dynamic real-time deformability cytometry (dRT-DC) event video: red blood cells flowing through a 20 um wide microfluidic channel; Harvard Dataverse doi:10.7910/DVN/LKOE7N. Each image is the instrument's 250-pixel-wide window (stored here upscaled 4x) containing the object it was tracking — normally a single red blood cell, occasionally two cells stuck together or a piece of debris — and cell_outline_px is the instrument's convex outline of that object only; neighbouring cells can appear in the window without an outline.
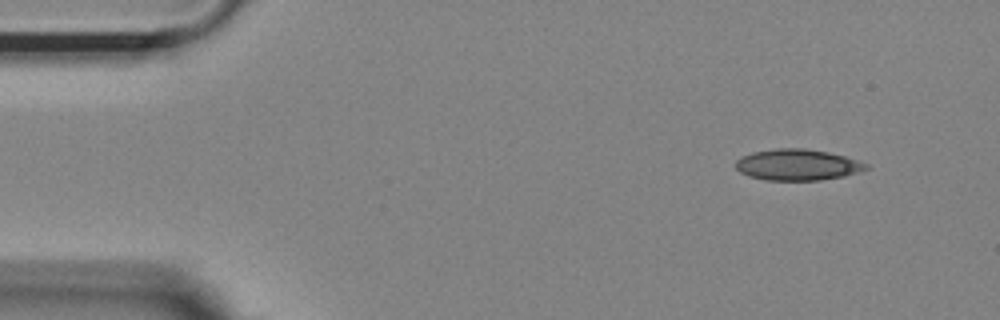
{"species": "Egyptian fruit bat (a non-hibernating species)", "species_latin": "Rousettus aegyptiacus", "temperature_condition": "room temperature", "stored_images_in_passage": 49, "camera_frame_rate_fps": 3000, "um_per_image_px": 0.085, "animal": {"sex": "female"}, "frame": {"image": 1, "passage_image": 1, "time_ms": 0.0, "image_size_px": [1000, 320], "cell_outline_px": [[872, 168], [844, 176], [820, 180], [764, 180], [748, 176], [740, 172], [736, 168], [736, 160], [740, 156], [752, 152], [776, 148], [804, 148], [828, 152], [844, 156], [868, 164]], "centroid_in_image_um": [67.77, 14.0], "position_along_channel_um": 17.2, "area_um2": 23.81}}
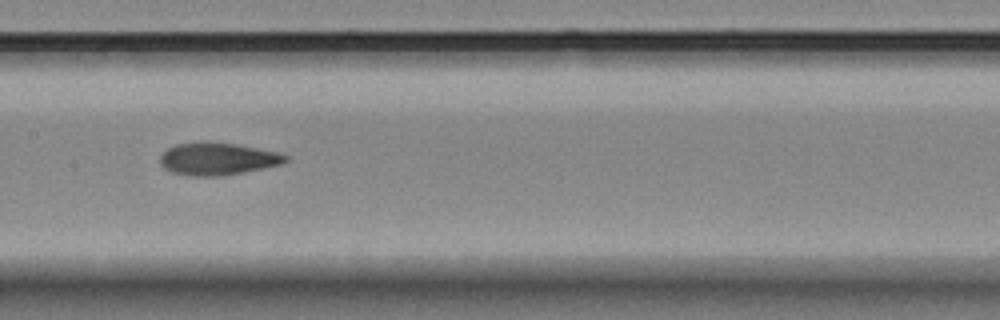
{"frame": {"image": 2, "passage_image": 22, "time_ms": 7.0, "image_size_px": [1000, 320], "cell_outline_px": [[288, 160], [280, 164], [244, 172], [220, 176], [192, 176], [172, 172], [164, 168], [160, 164], [160, 156], [168, 148], [176, 144], [200, 140], [208, 140], [236, 144], [276, 152], [288, 156]], "centroid_in_image_um": [18.44, 13.48], "position_along_channel_um": 189.0, "area_um2": 23.81}}
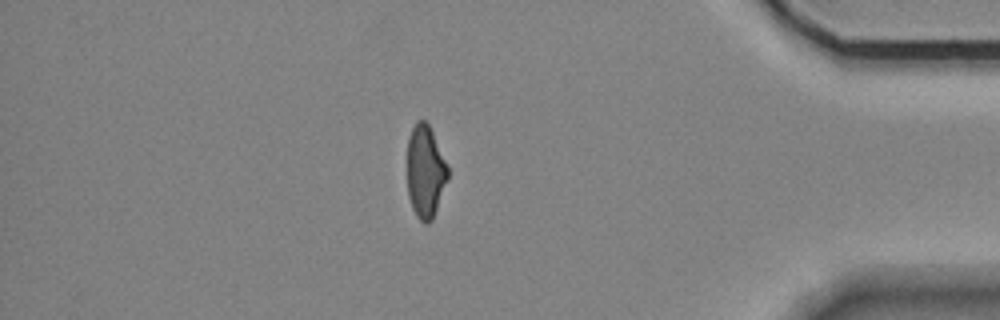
{"frame": {"image": 3, "passage_image": 42, "time_ms": 13.667, "image_size_px": [1000, 320], "cell_outline_px": [[448, 180], [432, 220], [428, 224], [424, 224], [416, 216], [412, 208], [408, 196], [408, 136], [416, 120], [424, 120], [428, 124], [432, 132], [448, 168]], "centroid_in_image_um": [36.14, 14.61], "position_along_channel_um": 399.1, "area_um2": 21.79}, "authors_computed_cell_mechanics": {"area_um2": 23.5246, "velocity_mm_per_s": 3.6974, "shape_relaxation_time_tau1_ms": 9.8706, "shape_relaxation_time_tau2_ms": 4.3385, "deformation_change_tau1": 0.2299, "deformation_change_tau2": 0.1246}}